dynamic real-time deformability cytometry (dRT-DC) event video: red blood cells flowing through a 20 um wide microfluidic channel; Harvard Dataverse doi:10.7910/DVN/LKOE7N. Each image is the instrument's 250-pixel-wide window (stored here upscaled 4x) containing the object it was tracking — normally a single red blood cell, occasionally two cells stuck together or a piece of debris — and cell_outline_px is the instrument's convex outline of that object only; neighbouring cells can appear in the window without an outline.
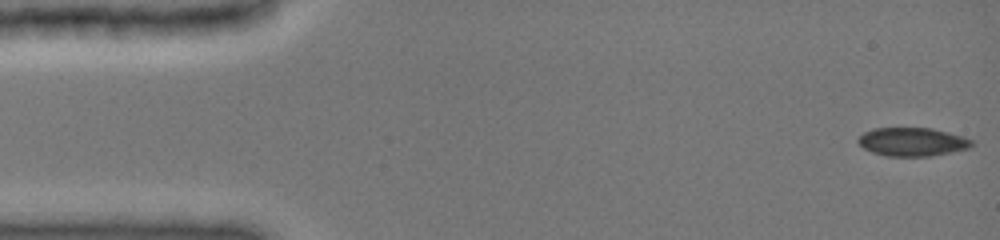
{"species": "common noctule bat (a hibernating species)", "species_latin": "Nyctalus noctula", "temperature_condition": "cold", "stored_images_in_passage": 21, "camera_frame_rate_fps": 3000, "um_per_image_px": 0.085, "animal": {"sex": "female", "body_mass_g": 19.0, "forearm_length_mm": 51.5}, "frame": {"image": 1, "passage_image": 1, "time_ms": 0.0, "image_size_px": [1000, 240], "cell_outline_px": [[972, 144], [968, 148], [952, 152], [932, 156], [888, 156], [872, 152], [864, 148], [856, 140], [864, 132], [872, 128], [932, 128], [964, 136], [972, 140]], "centroid_in_image_um": [77.54, 12.05], "position_along_channel_um": 7.5, "area_um2": 18.84}}
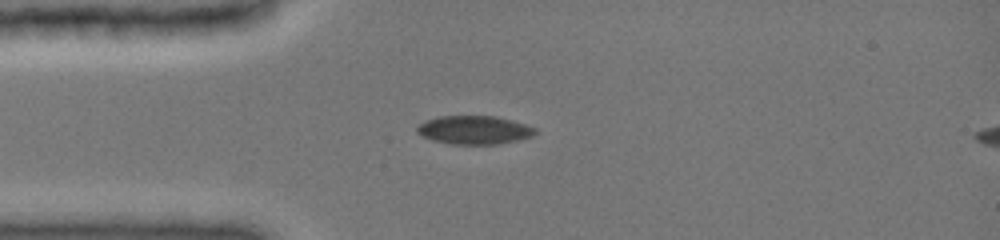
{"frame": {"image": 2, "passage_image": 17, "time_ms": 3.667, "image_size_px": [1000, 240], "cell_outline_px": [[536, 132], [532, 136], [516, 140], [496, 144], [452, 144], [432, 140], [416, 132], [416, 128], [424, 120], [440, 116], [496, 116], [524, 124], [536, 128]], "centroid_in_image_um": [40.28, 11.04], "position_along_channel_um": 44.7, "area_um2": 19.42}}